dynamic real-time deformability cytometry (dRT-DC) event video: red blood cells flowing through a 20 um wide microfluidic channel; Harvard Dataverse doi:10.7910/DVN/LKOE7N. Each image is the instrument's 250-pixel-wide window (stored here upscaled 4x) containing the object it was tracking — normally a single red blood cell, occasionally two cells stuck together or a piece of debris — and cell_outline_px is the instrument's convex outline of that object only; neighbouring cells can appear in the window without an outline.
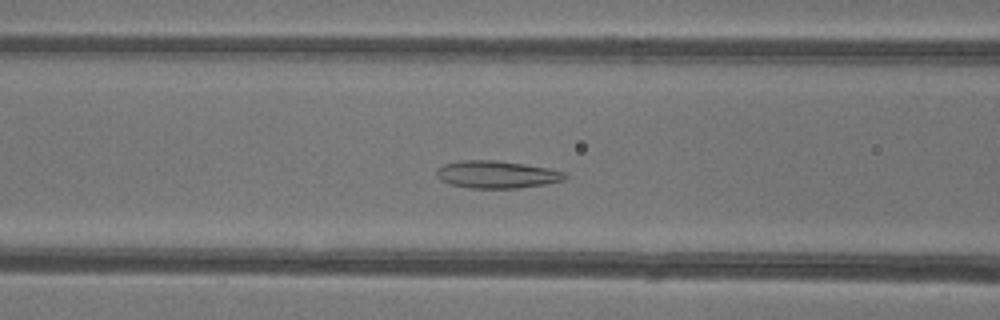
{"species": "common noctule bat (a hibernating species)", "species_latin": "Nyctalus noctula", "temperature_condition": "warm", "stored_images_in_passage": 47, "camera_frame_rate_fps": 3000, "um_per_image_px": 0.085, "animal": {"sex": "female"}, "frame": {"image": 1, "passage_image": 19, "time_ms": 6.0, "image_size_px": [1000, 320], "cell_outline_px": [[568, 176], [564, 180], [544, 184], [516, 188], [468, 188], [452, 184], [440, 180], [436, 176], [436, 168], [444, 164], [460, 160], [496, 160], [524, 164], [548, 168], [564, 172]], "centroid_in_image_um": [42.19, 14.82], "position_along_channel_um": 124.4, "area_um2": 20.52}}
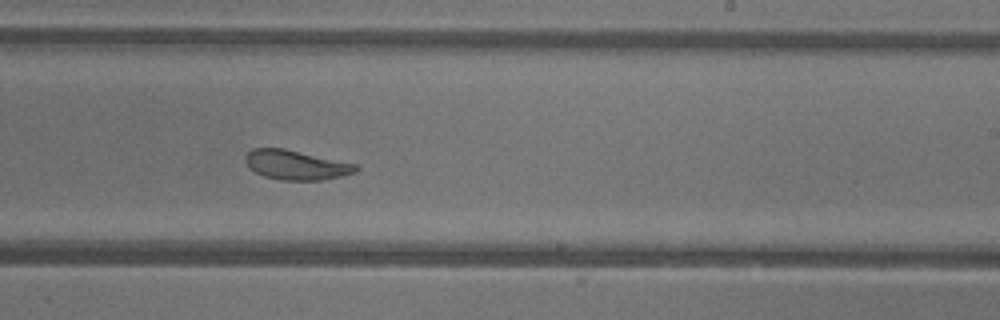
{"frame": {"image": 2, "passage_image": 29, "time_ms": 9.333, "image_size_px": [1000, 320], "cell_outline_px": [[360, 168], [356, 172], [344, 176], [320, 180], [280, 180], [264, 176], [248, 168], [244, 160], [244, 156], [252, 148], [284, 148], [356, 164]], "centroid_in_image_um": [25.15, 14.02], "position_along_channel_um": 263.9, "area_um2": 19.13}}
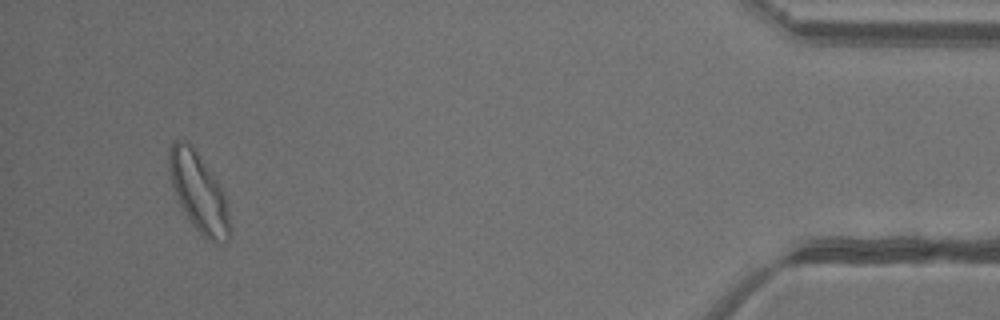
{"frame": {"image": 3, "passage_image": 45, "time_ms": 14.667, "image_size_px": [1000, 320], "cell_outline_px": [[232, 236], [228, 244], [216, 244], [208, 240], [192, 224], [184, 212], [180, 204], [172, 184], [168, 168], [168, 148], [172, 140], [188, 140], [192, 144], [224, 192], [232, 228]], "centroid_in_image_um": [16.92, 16.37], "position_along_channel_um": 418.3, "area_um2": 28.38}, "authors_computed_cell_mechanics": {"area_um2": 23.12, "velocity_mm_per_s": 4.1998, "shape_relaxation_time_tau1_ms": 5.4688, "shape_relaxation_time_tau2_ms": 2.6433, "deformation_change_tau1": 0.1526, "deformation_change_tau2": 0.0995}}